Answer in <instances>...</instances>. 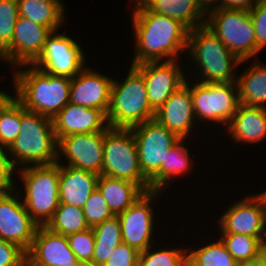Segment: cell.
<instances>
[{
    "label": "cell",
    "mask_w": 266,
    "mask_h": 266,
    "mask_svg": "<svg viewBox=\"0 0 266 266\" xmlns=\"http://www.w3.org/2000/svg\"><path fill=\"white\" fill-rule=\"evenodd\" d=\"M131 15L135 40L131 65L183 60L190 30L182 22L149 8H132Z\"/></svg>",
    "instance_id": "6da1fadb"
},
{
    "label": "cell",
    "mask_w": 266,
    "mask_h": 266,
    "mask_svg": "<svg viewBox=\"0 0 266 266\" xmlns=\"http://www.w3.org/2000/svg\"><path fill=\"white\" fill-rule=\"evenodd\" d=\"M13 70V95L26 110L53 119L69 103L71 78L45 73L33 65Z\"/></svg>",
    "instance_id": "7a4b0ae2"
},
{
    "label": "cell",
    "mask_w": 266,
    "mask_h": 266,
    "mask_svg": "<svg viewBox=\"0 0 266 266\" xmlns=\"http://www.w3.org/2000/svg\"><path fill=\"white\" fill-rule=\"evenodd\" d=\"M20 126L19 134L5 150L12 170L56 163L58 141L52 119L26 110L21 103Z\"/></svg>",
    "instance_id": "3957f363"
},
{
    "label": "cell",
    "mask_w": 266,
    "mask_h": 266,
    "mask_svg": "<svg viewBox=\"0 0 266 266\" xmlns=\"http://www.w3.org/2000/svg\"><path fill=\"white\" fill-rule=\"evenodd\" d=\"M186 53L190 62L185 65L197 68L186 76L203 83L236 82V67L243 64L205 25L190 29Z\"/></svg>",
    "instance_id": "277c9868"
},
{
    "label": "cell",
    "mask_w": 266,
    "mask_h": 266,
    "mask_svg": "<svg viewBox=\"0 0 266 266\" xmlns=\"http://www.w3.org/2000/svg\"><path fill=\"white\" fill-rule=\"evenodd\" d=\"M16 174L22 187L19 188L16 178L14 187L26 210L38 226H46L59 206V164L28 166L15 171Z\"/></svg>",
    "instance_id": "5b68a950"
},
{
    "label": "cell",
    "mask_w": 266,
    "mask_h": 266,
    "mask_svg": "<svg viewBox=\"0 0 266 266\" xmlns=\"http://www.w3.org/2000/svg\"><path fill=\"white\" fill-rule=\"evenodd\" d=\"M124 80L113 79L107 122L113 128H131L154 119L143 75L131 65Z\"/></svg>",
    "instance_id": "8992f818"
},
{
    "label": "cell",
    "mask_w": 266,
    "mask_h": 266,
    "mask_svg": "<svg viewBox=\"0 0 266 266\" xmlns=\"http://www.w3.org/2000/svg\"><path fill=\"white\" fill-rule=\"evenodd\" d=\"M102 174L138 184L145 192L150 182L143 175L131 128L108 127L104 131Z\"/></svg>",
    "instance_id": "52a82bcc"
},
{
    "label": "cell",
    "mask_w": 266,
    "mask_h": 266,
    "mask_svg": "<svg viewBox=\"0 0 266 266\" xmlns=\"http://www.w3.org/2000/svg\"><path fill=\"white\" fill-rule=\"evenodd\" d=\"M188 80L185 82L191 89L197 124L207 122L206 127L212 123L215 126L219 124L225 129L240 105L236 82L203 83L190 78Z\"/></svg>",
    "instance_id": "ba28073f"
},
{
    "label": "cell",
    "mask_w": 266,
    "mask_h": 266,
    "mask_svg": "<svg viewBox=\"0 0 266 266\" xmlns=\"http://www.w3.org/2000/svg\"><path fill=\"white\" fill-rule=\"evenodd\" d=\"M205 26L244 63L258 59L255 29L249 11L218 8L206 15Z\"/></svg>",
    "instance_id": "9c48e42d"
},
{
    "label": "cell",
    "mask_w": 266,
    "mask_h": 266,
    "mask_svg": "<svg viewBox=\"0 0 266 266\" xmlns=\"http://www.w3.org/2000/svg\"><path fill=\"white\" fill-rule=\"evenodd\" d=\"M164 191H146L124 212L117 215L121 225L122 242L128 244L138 252H143L156 244L153 240L156 233V200L160 199ZM159 197V198H158ZM153 206V207H152ZM156 241V242H154Z\"/></svg>",
    "instance_id": "30bf717a"
},
{
    "label": "cell",
    "mask_w": 266,
    "mask_h": 266,
    "mask_svg": "<svg viewBox=\"0 0 266 266\" xmlns=\"http://www.w3.org/2000/svg\"><path fill=\"white\" fill-rule=\"evenodd\" d=\"M225 209L218 223L219 233L244 234L266 242V191L251 193Z\"/></svg>",
    "instance_id": "8fae6325"
},
{
    "label": "cell",
    "mask_w": 266,
    "mask_h": 266,
    "mask_svg": "<svg viewBox=\"0 0 266 266\" xmlns=\"http://www.w3.org/2000/svg\"><path fill=\"white\" fill-rule=\"evenodd\" d=\"M67 32L52 31L47 37L42 53L32 64L45 73L73 78L87 66V55Z\"/></svg>",
    "instance_id": "7c38bea8"
},
{
    "label": "cell",
    "mask_w": 266,
    "mask_h": 266,
    "mask_svg": "<svg viewBox=\"0 0 266 266\" xmlns=\"http://www.w3.org/2000/svg\"><path fill=\"white\" fill-rule=\"evenodd\" d=\"M131 130L142 173L150 181L165 166L167 151L180 138L156 119L133 126Z\"/></svg>",
    "instance_id": "4fadbf2b"
},
{
    "label": "cell",
    "mask_w": 266,
    "mask_h": 266,
    "mask_svg": "<svg viewBox=\"0 0 266 266\" xmlns=\"http://www.w3.org/2000/svg\"><path fill=\"white\" fill-rule=\"evenodd\" d=\"M37 228L15 187L0 192V239L18 245L27 253Z\"/></svg>",
    "instance_id": "5bb4252c"
},
{
    "label": "cell",
    "mask_w": 266,
    "mask_h": 266,
    "mask_svg": "<svg viewBox=\"0 0 266 266\" xmlns=\"http://www.w3.org/2000/svg\"><path fill=\"white\" fill-rule=\"evenodd\" d=\"M103 141L104 132L62 137L58 140L57 163L102 175Z\"/></svg>",
    "instance_id": "9a60e30c"
},
{
    "label": "cell",
    "mask_w": 266,
    "mask_h": 266,
    "mask_svg": "<svg viewBox=\"0 0 266 266\" xmlns=\"http://www.w3.org/2000/svg\"><path fill=\"white\" fill-rule=\"evenodd\" d=\"M182 61L147 62L133 65L143 75L149 104L154 112H157L171 94L188 79L185 74L187 75L186 72L189 70H185Z\"/></svg>",
    "instance_id": "2e32d148"
},
{
    "label": "cell",
    "mask_w": 266,
    "mask_h": 266,
    "mask_svg": "<svg viewBox=\"0 0 266 266\" xmlns=\"http://www.w3.org/2000/svg\"><path fill=\"white\" fill-rule=\"evenodd\" d=\"M52 30L18 16L11 44L0 54V61L10 68L32 65L42 53Z\"/></svg>",
    "instance_id": "e0dca14e"
},
{
    "label": "cell",
    "mask_w": 266,
    "mask_h": 266,
    "mask_svg": "<svg viewBox=\"0 0 266 266\" xmlns=\"http://www.w3.org/2000/svg\"><path fill=\"white\" fill-rule=\"evenodd\" d=\"M85 67L71 79L70 100L75 105L96 108L107 114L114 77Z\"/></svg>",
    "instance_id": "ac0fdd59"
},
{
    "label": "cell",
    "mask_w": 266,
    "mask_h": 266,
    "mask_svg": "<svg viewBox=\"0 0 266 266\" xmlns=\"http://www.w3.org/2000/svg\"><path fill=\"white\" fill-rule=\"evenodd\" d=\"M154 119L180 139H190L192 133L198 135V131L196 132L195 129L198 124H196L193 111L191 89L186 82L174 91L170 98L155 112Z\"/></svg>",
    "instance_id": "d6986e66"
},
{
    "label": "cell",
    "mask_w": 266,
    "mask_h": 266,
    "mask_svg": "<svg viewBox=\"0 0 266 266\" xmlns=\"http://www.w3.org/2000/svg\"><path fill=\"white\" fill-rule=\"evenodd\" d=\"M27 254V266H59L74 262L67 236L57 234L45 226H38Z\"/></svg>",
    "instance_id": "ffe728a7"
},
{
    "label": "cell",
    "mask_w": 266,
    "mask_h": 266,
    "mask_svg": "<svg viewBox=\"0 0 266 266\" xmlns=\"http://www.w3.org/2000/svg\"><path fill=\"white\" fill-rule=\"evenodd\" d=\"M52 124L57 141L73 134L104 132L109 127L102 110L70 102L52 119Z\"/></svg>",
    "instance_id": "44dd1931"
},
{
    "label": "cell",
    "mask_w": 266,
    "mask_h": 266,
    "mask_svg": "<svg viewBox=\"0 0 266 266\" xmlns=\"http://www.w3.org/2000/svg\"><path fill=\"white\" fill-rule=\"evenodd\" d=\"M235 144H256L266 139V108L240 104L224 132Z\"/></svg>",
    "instance_id": "7402d4cb"
},
{
    "label": "cell",
    "mask_w": 266,
    "mask_h": 266,
    "mask_svg": "<svg viewBox=\"0 0 266 266\" xmlns=\"http://www.w3.org/2000/svg\"><path fill=\"white\" fill-rule=\"evenodd\" d=\"M99 175L59 164V204L83 208L97 189Z\"/></svg>",
    "instance_id": "603a6c76"
},
{
    "label": "cell",
    "mask_w": 266,
    "mask_h": 266,
    "mask_svg": "<svg viewBox=\"0 0 266 266\" xmlns=\"http://www.w3.org/2000/svg\"><path fill=\"white\" fill-rule=\"evenodd\" d=\"M185 142L187 139H179L169 148L165 157V166L149 181L150 190L165 192L176 178L186 177L185 174L192 171V165H196L194 158L197 157L194 154L190 155L191 152Z\"/></svg>",
    "instance_id": "cb8c5ba5"
},
{
    "label": "cell",
    "mask_w": 266,
    "mask_h": 266,
    "mask_svg": "<svg viewBox=\"0 0 266 266\" xmlns=\"http://www.w3.org/2000/svg\"><path fill=\"white\" fill-rule=\"evenodd\" d=\"M97 189L114 216L124 212L145 193L136 183L103 174L99 175Z\"/></svg>",
    "instance_id": "d4e9b609"
},
{
    "label": "cell",
    "mask_w": 266,
    "mask_h": 266,
    "mask_svg": "<svg viewBox=\"0 0 266 266\" xmlns=\"http://www.w3.org/2000/svg\"><path fill=\"white\" fill-rule=\"evenodd\" d=\"M131 8H149L155 13L182 22L189 30L206 23V15L195 0H141Z\"/></svg>",
    "instance_id": "484cf974"
},
{
    "label": "cell",
    "mask_w": 266,
    "mask_h": 266,
    "mask_svg": "<svg viewBox=\"0 0 266 266\" xmlns=\"http://www.w3.org/2000/svg\"><path fill=\"white\" fill-rule=\"evenodd\" d=\"M242 71L236 79L240 104L266 108V63L254 59Z\"/></svg>",
    "instance_id": "4316f807"
},
{
    "label": "cell",
    "mask_w": 266,
    "mask_h": 266,
    "mask_svg": "<svg viewBox=\"0 0 266 266\" xmlns=\"http://www.w3.org/2000/svg\"><path fill=\"white\" fill-rule=\"evenodd\" d=\"M19 16L50 28L60 30L66 22L63 0H17Z\"/></svg>",
    "instance_id": "83f0119b"
},
{
    "label": "cell",
    "mask_w": 266,
    "mask_h": 266,
    "mask_svg": "<svg viewBox=\"0 0 266 266\" xmlns=\"http://www.w3.org/2000/svg\"><path fill=\"white\" fill-rule=\"evenodd\" d=\"M95 249L92 256V266H101L122 242L121 225L118 216L93 227Z\"/></svg>",
    "instance_id": "f1b7e54d"
},
{
    "label": "cell",
    "mask_w": 266,
    "mask_h": 266,
    "mask_svg": "<svg viewBox=\"0 0 266 266\" xmlns=\"http://www.w3.org/2000/svg\"><path fill=\"white\" fill-rule=\"evenodd\" d=\"M218 235L240 266L256 265L265 246L258 237L234 233H219Z\"/></svg>",
    "instance_id": "f546056e"
},
{
    "label": "cell",
    "mask_w": 266,
    "mask_h": 266,
    "mask_svg": "<svg viewBox=\"0 0 266 266\" xmlns=\"http://www.w3.org/2000/svg\"><path fill=\"white\" fill-rule=\"evenodd\" d=\"M0 89V146L6 150L20 132L21 102Z\"/></svg>",
    "instance_id": "4dcf8cb0"
},
{
    "label": "cell",
    "mask_w": 266,
    "mask_h": 266,
    "mask_svg": "<svg viewBox=\"0 0 266 266\" xmlns=\"http://www.w3.org/2000/svg\"><path fill=\"white\" fill-rule=\"evenodd\" d=\"M217 237L213 242H202L201 246L198 243V248L194 243L187 248V266H240Z\"/></svg>",
    "instance_id": "1f68e13d"
},
{
    "label": "cell",
    "mask_w": 266,
    "mask_h": 266,
    "mask_svg": "<svg viewBox=\"0 0 266 266\" xmlns=\"http://www.w3.org/2000/svg\"><path fill=\"white\" fill-rule=\"evenodd\" d=\"M45 227L54 233L65 236L90 228L83 210L68 204H59L53 217Z\"/></svg>",
    "instance_id": "d6a6232c"
},
{
    "label": "cell",
    "mask_w": 266,
    "mask_h": 266,
    "mask_svg": "<svg viewBox=\"0 0 266 266\" xmlns=\"http://www.w3.org/2000/svg\"><path fill=\"white\" fill-rule=\"evenodd\" d=\"M177 245L170 248L155 244L139 253L138 266H187V248ZM154 246V249H153ZM159 246V247H158ZM176 247V248H175Z\"/></svg>",
    "instance_id": "836d02e7"
},
{
    "label": "cell",
    "mask_w": 266,
    "mask_h": 266,
    "mask_svg": "<svg viewBox=\"0 0 266 266\" xmlns=\"http://www.w3.org/2000/svg\"><path fill=\"white\" fill-rule=\"evenodd\" d=\"M18 16L17 0H0V54L11 44Z\"/></svg>",
    "instance_id": "e575fe53"
},
{
    "label": "cell",
    "mask_w": 266,
    "mask_h": 266,
    "mask_svg": "<svg viewBox=\"0 0 266 266\" xmlns=\"http://www.w3.org/2000/svg\"><path fill=\"white\" fill-rule=\"evenodd\" d=\"M82 210L90 228L114 216L98 189L91 193Z\"/></svg>",
    "instance_id": "d590c367"
},
{
    "label": "cell",
    "mask_w": 266,
    "mask_h": 266,
    "mask_svg": "<svg viewBox=\"0 0 266 266\" xmlns=\"http://www.w3.org/2000/svg\"><path fill=\"white\" fill-rule=\"evenodd\" d=\"M67 239L76 259L92 265V256L95 249L93 228L68 235Z\"/></svg>",
    "instance_id": "8d00e7d4"
},
{
    "label": "cell",
    "mask_w": 266,
    "mask_h": 266,
    "mask_svg": "<svg viewBox=\"0 0 266 266\" xmlns=\"http://www.w3.org/2000/svg\"><path fill=\"white\" fill-rule=\"evenodd\" d=\"M249 13L255 29L258 54L266 48V0H258Z\"/></svg>",
    "instance_id": "74e56055"
},
{
    "label": "cell",
    "mask_w": 266,
    "mask_h": 266,
    "mask_svg": "<svg viewBox=\"0 0 266 266\" xmlns=\"http://www.w3.org/2000/svg\"><path fill=\"white\" fill-rule=\"evenodd\" d=\"M0 266H27V254L18 245L0 239Z\"/></svg>",
    "instance_id": "f35d334b"
},
{
    "label": "cell",
    "mask_w": 266,
    "mask_h": 266,
    "mask_svg": "<svg viewBox=\"0 0 266 266\" xmlns=\"http://www.w3.org/2000/svg\"><path fill=\"white\" fill-rule=\"evenodd\" d=\"M139 253L128 244L121 242L110 258L101 266H138Z\"/></svg>",
    "instance_id": "ab89813d"
},
{
    "label": "cell",
    "mask_w": 266,
    "mask_h": 266,
    "mask_svg": "<svg viewBox=\"0 0 266 266\" xmlns=\"http://www.w3.org/2000/svg\"><path fill=\"white\" fill-rule=\"evenodd\" d=\"M14 178L5 150L0 146V192L11 190L14 187Z\"/></svg>",
    "instance_id": "60d3db41"
},
{
    "label": "cell",
    "mask_w": 266,
    "mask_h": 266,
    "mask_svg": "<svg viewBox=\"0 0 266 266\" xmlns=\"http://www.w3.org/2000/svg\"><path fill=\"white\" fill-rule=\"evenodd\" d=\"M258 0H223L219 8L250 11Z\"/></svg>",
    "instance_id": "b9f144b4"
},
{
    "label": "cell",
    "mask_w": 266,
    "mask_h": 266,
    "mask_svg": "<svg viewBox=\"0 0 266 266\" xmlns=\"http://www.w3.org/2000/svg\"><path fill=\"white\" fill-rule=\"evenodd\" d=\"M222 1L223 0H195L196 4L205 15L218 9Z\"/></svg>",
    "instance_id": "7bdbcfd3"
},
{
    "label": "cell",
    "mask_w": 266,
    "mask_h": 266,
    "mask_svg": "<svg viewBox=\"0 0 266 266\" xmlns=\"http://www.w3.org/2000/svg\"><path fill=\"white\" fill-rule=\"evenodd\" d=\"M256 266H266V247L264 246L260 259L256 262Z\"/></svg>",
    "instance_id": "ee69618b"
},
{
    "label": "cell",
    "mask_w": 266,
    "mask_h": 266,
    "mask_svg": "<svg viewBox=\"0 0 266 266\" xmlns=\"http://www.w3.org/2000/svg\"><path fill=\"white\" fill-rule=\"evenodd\" d=\"M59 266H92L91 264L84 262V261H80V260H75L72 263L69 264H64V265H59Z\"/></svg>",
    "instance_id": "f6af8a7d"
},
{
    "label": "cell",
    "mask_w": 266,
    "mask_h": 266,
    "mask_svg": "<svg viewBox=\"0 0 266 266\" xmlns=\"http://www.w3.org/2000/svg\"><path fill=\"white\" fill-rule=\"evenodd\" d=\"M131 1H132V3H130L131 4L130 7H133V6L137 5L141 0H131Z\"/></svg>",
    "instance_id": "bcb514c9"
}]
</instances>
